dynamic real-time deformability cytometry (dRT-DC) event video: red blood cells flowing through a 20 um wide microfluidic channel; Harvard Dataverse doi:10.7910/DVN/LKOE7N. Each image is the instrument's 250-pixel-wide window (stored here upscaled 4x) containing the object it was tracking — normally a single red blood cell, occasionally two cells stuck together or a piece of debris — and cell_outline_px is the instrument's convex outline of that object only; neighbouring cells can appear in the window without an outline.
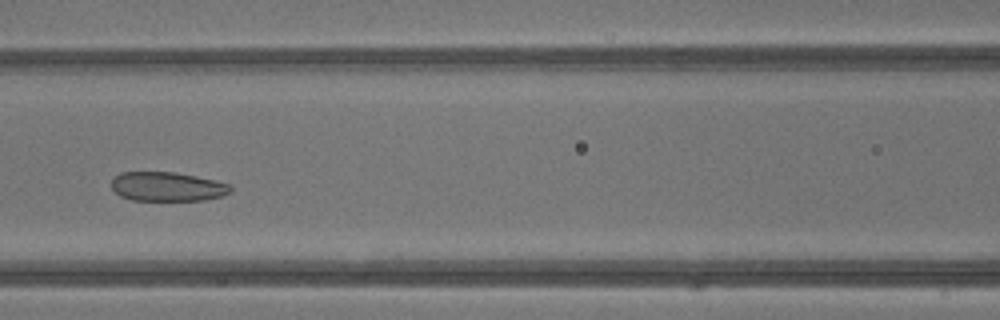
{"species": "common noctule bat (a hibernating species)", "species_latin": "Nyctalus noctula", "temperature_condition": "warm", "stored_images_in_passage": 40, "camera_frame_rate_fps": 3000, "um_per_image_px": 0.085, "animal": {"sex": "male", "body_mass_g": 13.3}, "frame": {"image": 1, "passage_image": 17, "time_ms": 5.333, "image_size_px": [1000, 320], "cell_outline_px": [[232, 192], [224, 196], [204, 200], [132, 200], [120, 196], [112, 188], [112, 176], [120, 172], [176, 172], [216, 180], [232, 184]], "centroid_in_image_um": [14.26, 15.85], "position_along_channel_um": 152.3, "area_um2": 20.58}}
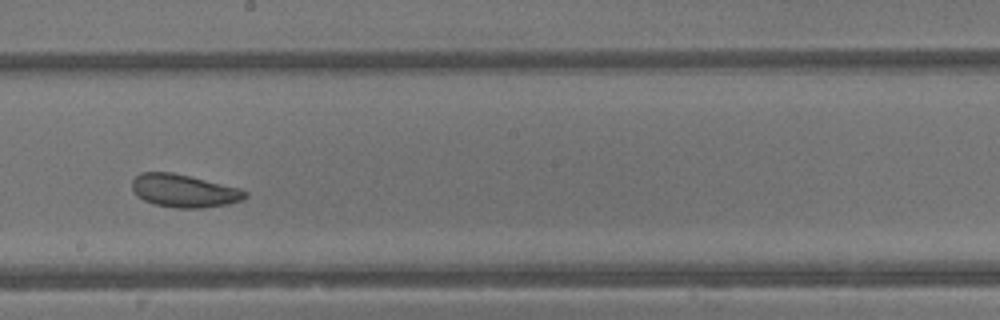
{"frame": {"image": 2, "passage_image": 22, "time_ms": 7.0, "image_size_px": [1000, 320], "cell_outline_px": [[248, 196], [244, 200], [228, 204], [200, 208], [176, 208], [156, 204], [144, 200], [136, 196], [132, 192], [132, 180], [140, 172], [172, 172], [240, 188], [248, 192]], "centroid_in_image_um": [15.64, 16.22], "position_along_channel_um": 232.6, "area_um2": 21.79}}
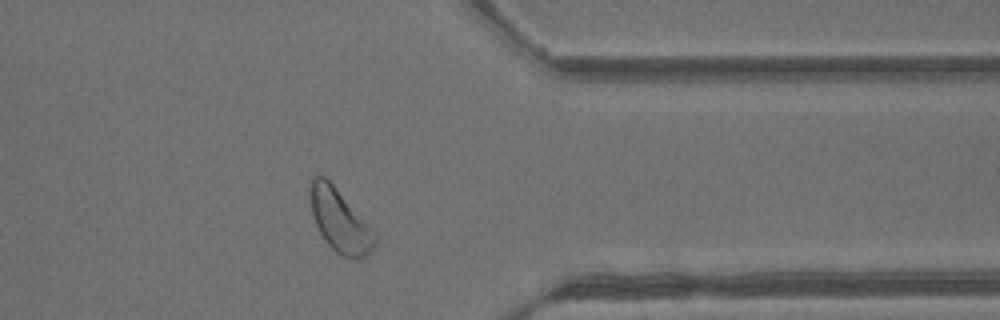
{"frame": {"image": 3, "passage_image": 32, "time_ms": 10.333, "image_size_px": [1000, 320], "cell_outline_px": [[376, 244], [364, 256], [356, 260], [340, 256], [324, 240], [312, 216], [308, 200], [308, 188], [312, 176], [324, 176], [336, 188], [376, 232]], "centroid_in_image_um": [28.84, 18.75], "position_along_channel_um": 382.6, "area_um2": 23.87}, "authors_computed_cell_mechanics": {"area_um2": 24.5361, "velocity_mm_per_s": 4.8291, "shape_relaxation_time_tau1_ms": 4.2411, "shape_relaxation_time_tau2_ms": 2.7919, "deformation_change_tau1": 0.0945, "deformation_change_tau2": 0.0916}}